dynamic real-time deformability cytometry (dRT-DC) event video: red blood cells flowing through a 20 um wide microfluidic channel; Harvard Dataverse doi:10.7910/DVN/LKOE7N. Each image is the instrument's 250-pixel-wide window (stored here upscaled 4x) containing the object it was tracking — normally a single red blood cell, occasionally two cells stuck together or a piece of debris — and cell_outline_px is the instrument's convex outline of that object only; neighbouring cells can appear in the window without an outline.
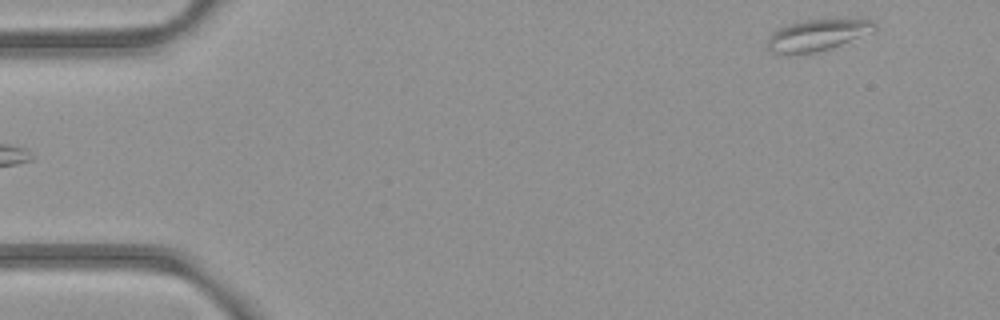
{"species": "common noctule bat (a hibernating species)", "species_latin": "Nyctalus noctula", "temperature_condition": "room temperature", "stored_images_in_passage": 3, "camera_frame_rate_fps": 3000, "um_per_image_px": 0.085, "animal": {"sex": "female", "body_mass_g": 21.9}, "frame": {"image": 1, "passage_image": 3, "time_ms": 2.333, "image_size_px": [1000, 320], "cell_outline_px": [[876, 28], [872, 32], [840, 44], [816, 52], [772, 52], [768, 48], [768, 36], [772, 32], [788, 24], [804, 20], [860, 16], [872, 20], [876, 24]], "centroid_in_image_um": [69.58, 2.89], "position_along_channel_um": 15.4, "area_um2": 19.71}}